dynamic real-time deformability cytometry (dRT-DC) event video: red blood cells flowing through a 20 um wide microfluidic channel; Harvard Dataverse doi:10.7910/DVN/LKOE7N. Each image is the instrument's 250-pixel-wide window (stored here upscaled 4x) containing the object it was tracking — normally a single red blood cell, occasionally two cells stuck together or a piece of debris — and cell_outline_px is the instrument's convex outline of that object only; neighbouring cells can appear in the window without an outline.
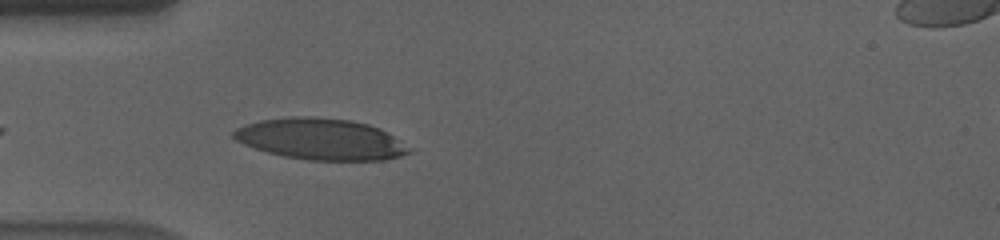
{"species": "human", "species_latin": "Homo sapiens", "temperature_condition": "cold", "stored_images_in_passage": 17, "camera_frame_rate_fps": 3000, "um_per_image_px": 0.085, "donor": {"sex": "male"}, "frame": {"image": 1, "passage_image": 3, "time_ms": 0.667, "image_size_px": [1000, 240], "cell_outline_px": [[412, 152], [400, 156], [384, 160], [308, 160], [284, 156], [268, 152], [244, 144], [236, 140], [232, 136], [232, 132], [236, 128], [244, 124], [260, 120], [292, 116], [316, 116], [352, 120], [368, 124], [380, 128], [392, 136], [408, 148]], "centroid_in_image_um": [27.22, 11.81], "position_along_channel_um": 57.8, "area_um2": 42.08}}
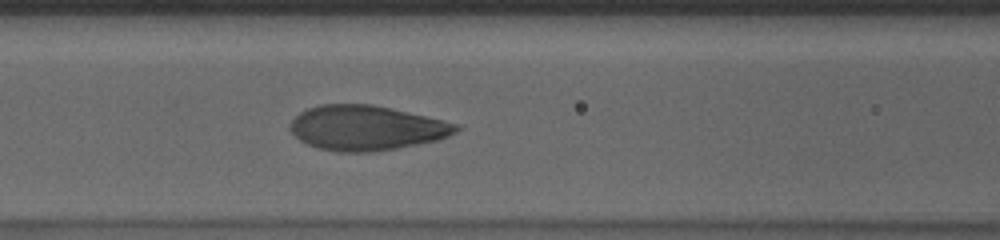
{"frame": {"image": 2, "passage_image": 10, "time_ms": 3.0, "image_size_px": [1000, 240], "cell_outline_px": [[460, 128], [456, 132], [448, 136], [436, 140], [396, 148], [372, 152], [336, 152], [316, 148], [300, 140], [288, 128], [292, 120], [300, 112], [308, 108], [320, 104], [372, 104], [460, 124]], "centroid_in_image_um": [31.11, 10.87], "position_along_channel_um": 135.5, "area_um2": 43.18}}
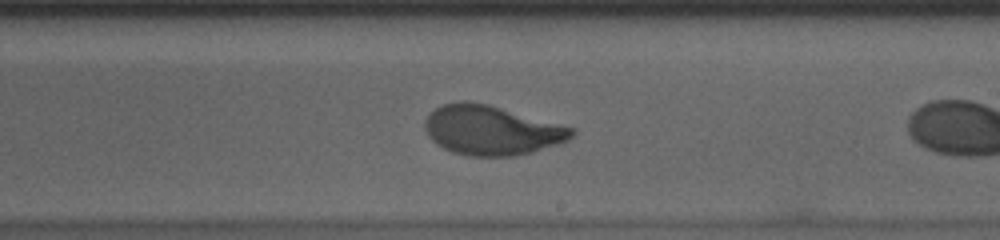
{"frame": {"image": 3, "passage_image": 16, "time_ms": 5.0, "image_size_px": [1000, 240], "cell_outline_px": [[576, 132], [568, 140], [560, 144], [532, 152], [516, 156], [468, 156], [452, 152], [436, 144], [428, 136], [424, 128], [424, 120], [436, 108], [444, 104], [460, 100], [464, 100], [488, 104], [572, 128]], "centroid_in_image_um": [41.75, 11.08], "position_along_channel_um": 247.3, "area_um2": 42.19}}